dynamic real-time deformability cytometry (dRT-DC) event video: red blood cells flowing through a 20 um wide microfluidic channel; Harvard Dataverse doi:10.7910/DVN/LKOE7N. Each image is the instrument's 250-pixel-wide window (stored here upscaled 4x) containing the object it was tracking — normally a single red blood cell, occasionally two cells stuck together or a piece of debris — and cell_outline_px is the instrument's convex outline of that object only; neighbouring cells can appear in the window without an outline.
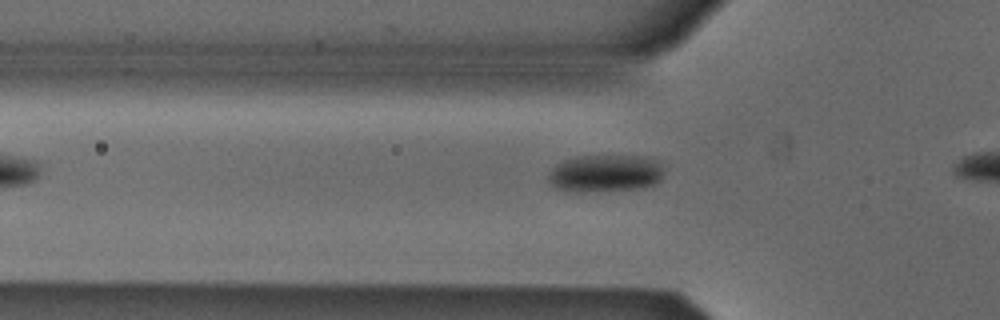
{"species": "Egyptian fruit bat (a non-hibernating species)", "species_latin": "Rousettus aegyptiacus", "temperature_condition": "cold", "stored_images_in_passage": 9, "camera_frame_rate_fps": 3000, "um_per_image_px": 0.085, "animal": {"sex": "male"}, "frame": {"image": 1, "passage_image": 3, "time_ms": 0.667, "image_size_px": [1000, 320], "cell_outline_px": [[664, 172], [660, 180], [652, 184], [640, 188], [584, 192], [564, 192], [548, 184], [548, 172], [556, 164], [564, 160], [576, 156], [640, 156], [660, 160], [664, 168]], "centroid_in_image_um": [51.41, 14.74], "position_along_channel_um": 74.4, "area_um2": 25.61}}
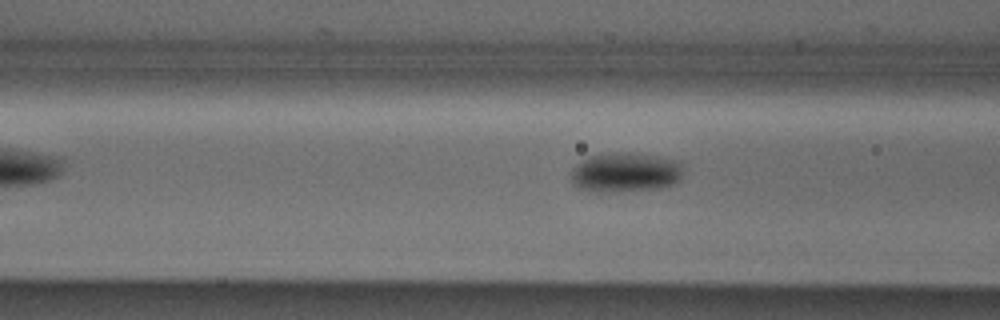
{"frame": {"image": 2, "passage_image": 6, "time_ms": 1.667, "image_size_px": [1000, 320], "cell_outline_px": [[680, 180], [672, 184], [660, 188], [600, 192], [588, 192], [580, 188], [572, 180], [572, 168], [576, 164], [588, 156], [612, 152], [632, 152], [680, 160]], "centroid_in_image_um": [53.13, 14.63], "position_along_channel_um": 113.5, "area_um2": 25.84}}